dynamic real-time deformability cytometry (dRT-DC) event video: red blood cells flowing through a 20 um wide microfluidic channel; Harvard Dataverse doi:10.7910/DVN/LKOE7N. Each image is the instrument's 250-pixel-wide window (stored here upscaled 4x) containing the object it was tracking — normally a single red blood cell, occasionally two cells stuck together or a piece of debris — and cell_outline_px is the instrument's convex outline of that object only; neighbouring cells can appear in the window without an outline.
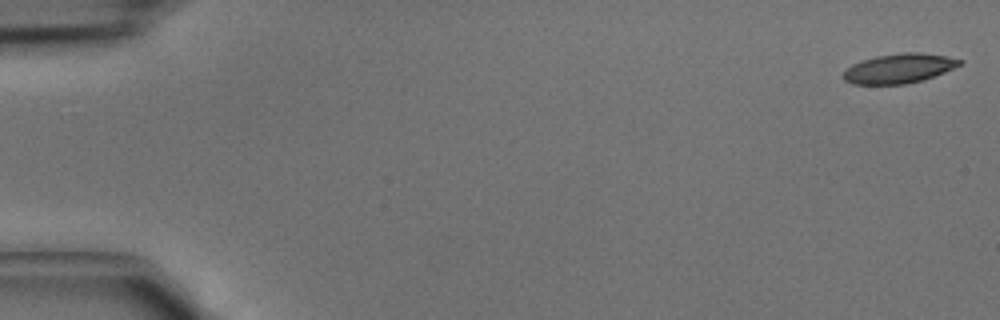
{"species": "common noctule bat (a hibernating species)", "species_latin": "Nyctalus noctula", "temperature_condition": "cold", "stored_images_in_passage": 43, "camera_frame_rate_fps": 3000, "um_per_image_px": 0.085, "animal": {"sex": "male", "body_mass_g": 15.6}, "frame": {"image": 1, "passage_image": 1, "time_ms": 0.0, "image_size_px": [1000, 320], "cell_outline_px": [[964, 64], [924, 80], [904, 84], [852, 84], [844, 80], [844, 72], [852, 64], [876, 56], [900, 52], [920, 52], [944, 56], [964, 60]], "centroid_in_image_um": [76.46, 5.81], "position_along_channel_um": 8.5, "area_um2": 20.0}}
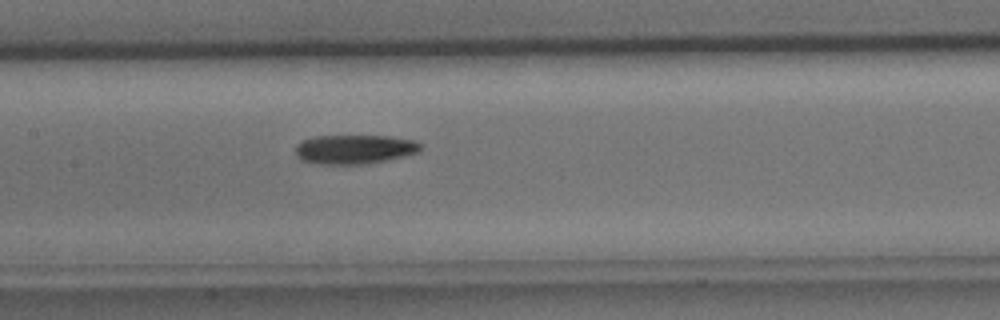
{"frame": {"image": 2, "passage_image": 21, "time_ms": 6.667, "image_size_px": [1000, 320], "cell_outline_px": [[424, 144], [420, 152], [388, 160], [368, 164], [320, 164], [300, 160], [296, 156], [296, 144], [300, 140], [316, 136], [388, 136], [416, 140]], "centroid_in_image_um": [30.16, 12.69], "position_along_channel_um": 177.2, "area_um2": 21.68}}
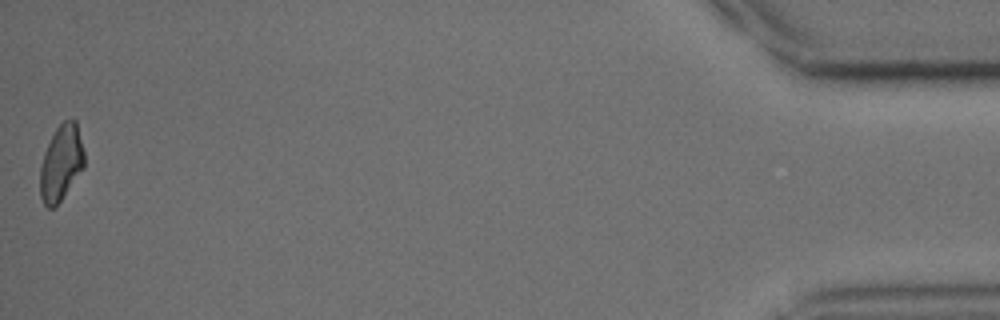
{"frame": {"image": 3, "passage_image": 43, "time_ms": 14.0, "image_size_px": [1000, 320], "cell_outline_px": [[84, 168], [60, 200], [52, 208], [48, 208], [44, 204], [40, 196], [40, 168], [44, 152], [56, 128], [64, 120], [76, 120], [84, 152]], "centroid_in_image_um": [5.2, 13.84], "position_along_channel_um": 430.0, "area_um2": 19.25}}